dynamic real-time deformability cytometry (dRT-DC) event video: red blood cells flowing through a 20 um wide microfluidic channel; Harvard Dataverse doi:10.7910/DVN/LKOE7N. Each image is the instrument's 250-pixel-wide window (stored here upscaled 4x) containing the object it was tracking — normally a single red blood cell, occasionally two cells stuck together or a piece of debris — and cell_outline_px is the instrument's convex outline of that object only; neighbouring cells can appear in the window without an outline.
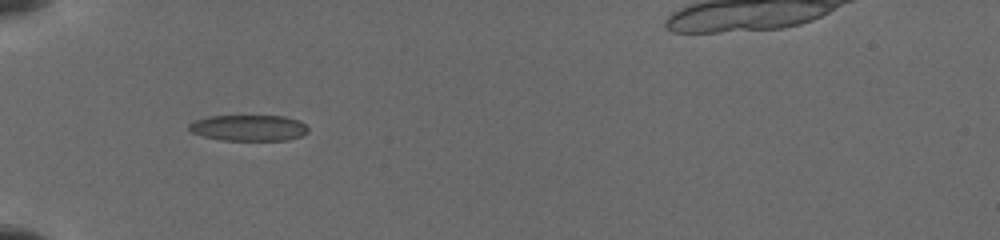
{"species": "common noctule bat (a hibernating species)", "species_latin": "Nyctalus noctula", "temperature_condition": "cold", "stored_images_in_passage": 6, "camera_frame_rate_fps": 3000, "um_per_image_px": 0.085, "animal": {"sex": "female", "body_mass_g": 19.5, "forearm_length_mm": 54.1}, "frame": {"image": 1, "passage_image": 4, "time_ms": 1.667, "image_size_px": [1000, 240], "cell_outline_px": [[308, 132], [300, 136], [288, 140], [220, 140], [204, 136], [192, 132], [188, 128], [188, 124], [192, 120], [208, 116], [284, 116], [300, 120], [308, 128]], "centroid_in_image_um": [21.12, 10.86], "position_along_channel_um": 63.9, "area_um2": 18.15}}
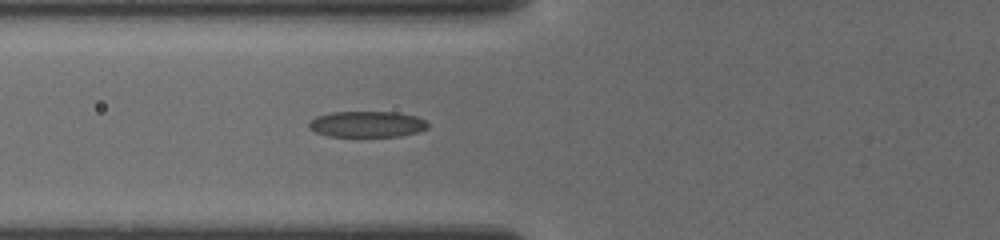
{"frame": {"image": 2, "passage_image": 6, "time_ms": 2.667, "image_size_px": [1000, 240], "cell_outline_px": [[428, 128], [416, 132], [400, 136], [328, 136], [316, 132], [308, 128], [308, 124], [316, 116], [332, 112], [396, 112], [416, 116], [424, 120], [428, 124]], "centroid_in_image_um": [31.18, 10.55], "position_along_channel_um": 94.6, "area_um2": 17.92}}